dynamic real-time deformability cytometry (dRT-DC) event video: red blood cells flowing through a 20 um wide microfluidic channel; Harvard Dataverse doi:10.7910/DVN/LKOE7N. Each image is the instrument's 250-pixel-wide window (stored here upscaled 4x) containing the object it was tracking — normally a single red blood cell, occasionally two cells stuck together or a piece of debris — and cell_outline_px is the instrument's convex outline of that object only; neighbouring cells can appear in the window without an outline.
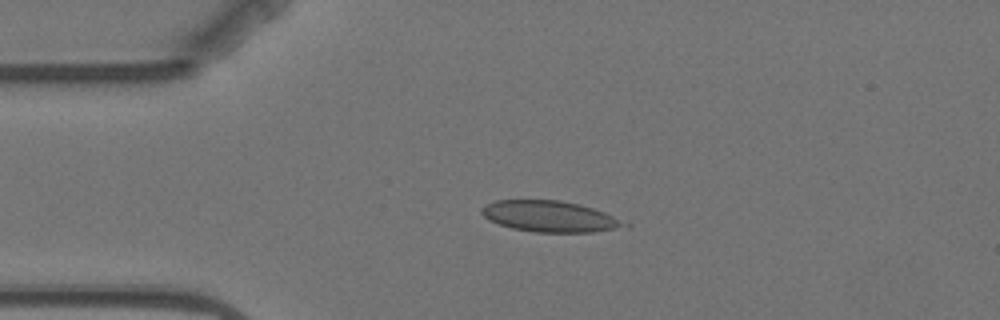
{"species": "Egyptian fruit bat (a non-hibernating species)", "species_latin": "Rousettus aegyptiacus", "temperature_condition": "warm", "stored_images_in_passage": 3, "camera_frame_rate_fps": 3000, "um_per_image_px": 0.085, "animal": {"sex": "female"}, "frame": {"image": 1, "passage_image": 2, "time_ms": 1.333, "image_size_px": [1000, 320], "cell_outline_px": [[632, 224], [628, 228], [592, 232], [536, 232], [512, 228], [488, 220], [480, 212], [480, 208], [496, 200], [560, 200], [580, 204], [604, 212]], "centroid_in_image_um": [46.8, 18.4], "position_along_channel_um": 38.2, "area_um2": 26.01}}